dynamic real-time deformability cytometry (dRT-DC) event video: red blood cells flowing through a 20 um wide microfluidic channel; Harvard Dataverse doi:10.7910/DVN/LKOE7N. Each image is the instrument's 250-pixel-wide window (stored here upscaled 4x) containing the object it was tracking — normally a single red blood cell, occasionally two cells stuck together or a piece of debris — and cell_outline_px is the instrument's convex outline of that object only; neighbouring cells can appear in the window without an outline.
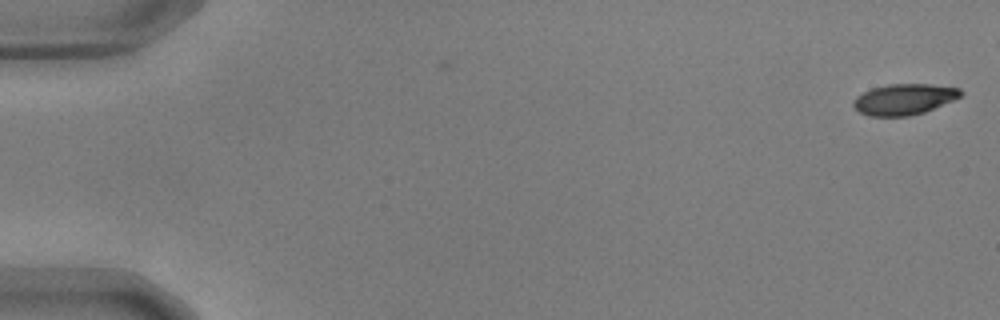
{"species": "common noctule bat (a hibernating species)", "species_latin": "Nyctalus noctula", "temperature_condition": "warm", "stored_images_in_passage": 4, "camera_frame_rate_fps": 3000, "um_per_image_px": 0.085, "animal": {"sex": "male", "body_mass_g": 17.9, "forearm_length_mm": 54.2}, "frame": {"image": 1, "passage_image": 1, "time_ms": 0.0, "image_size_px": [1000, 320], "cell_outline_px": [[964, 92], [960, 96], [952, 100], [924, 112], [908, 116], [868, 116], [860, 112], [852, 104], [852, 100], [856, 96], [872, 88], [888, 84], [932, 84], [960, 88]], "centroid_in_image_um": [76.83, 8.43], "position_along_channel_um": 8.2, "area_um2": 19.25}}